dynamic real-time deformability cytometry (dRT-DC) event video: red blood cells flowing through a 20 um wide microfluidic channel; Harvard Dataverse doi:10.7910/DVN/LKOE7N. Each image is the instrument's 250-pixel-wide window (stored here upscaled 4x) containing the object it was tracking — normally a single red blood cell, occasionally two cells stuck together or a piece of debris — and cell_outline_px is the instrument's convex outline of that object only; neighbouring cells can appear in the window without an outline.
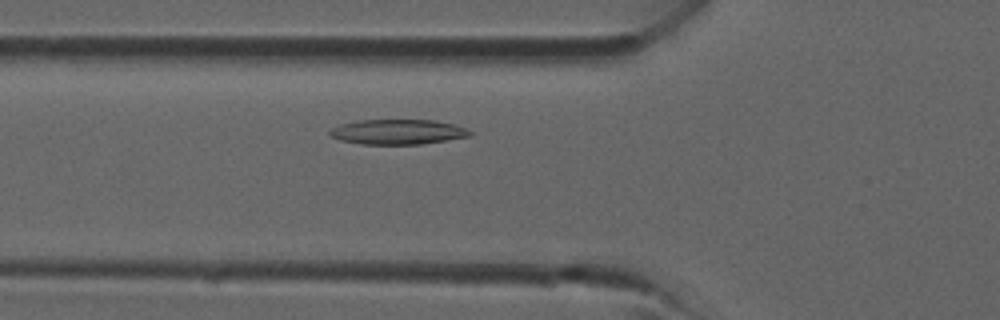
{"species": "common noctule bat (a hibernating species)", "species_latin": "Nyctalus noctula", "temperature_condition": "room temperature", "stored_images_in_passage": 33, "camera_frame_rate_fps": 3000, "um_per_image_px": 0.085, "animal": {"sex": "male", "forearm_length_mm": 52.5}, "frame": {"image": 1, "passage_image": 8, "time_ms": 2.333, "image_size_px": [1000, 320], "cell_outline_px": [[472, 136], [420, 144], [360, 144], [340, 140], [332, 136], [328, 132], [332, 128], [340, 124], [356, 120], [432, 120], [452, 124], [464, 128], [472, 132]], "centroid_in_image_um": [33.78, 11.21], "position_along_channel_um": 92.0, "area_um2": 20.29}}
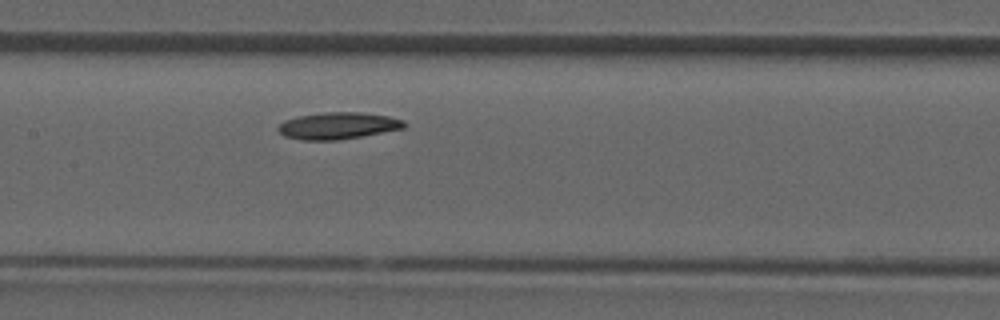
{"frame": {"image": 2, "passage_image": 13, "time_ms": 4.0, "image_size_px": [1000, 320], "cell_outline_px": [[408, 124], [404, 128], [360, 136], [336, 140], [300, 140], [284, 136], [276, 128], [284, 120], [296, 116], [324, 112], [364, 112], [388, 116], [404, 120]], "centroid_in_image_um": [28.71, 10.67], "position_along_channel_um": 178.7, "area_um2": 19.77}}
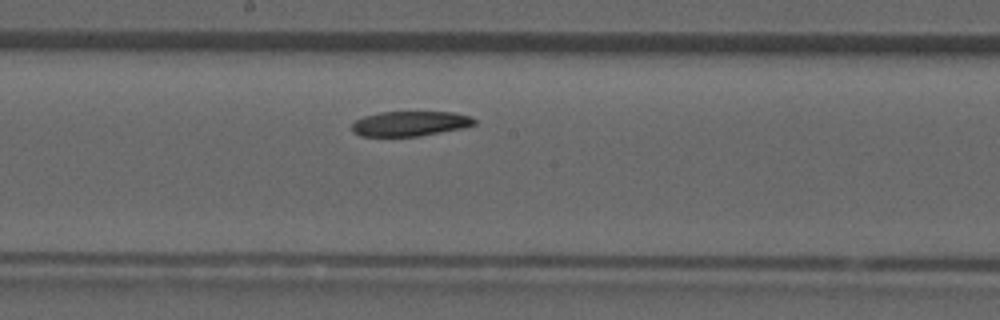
{"frame": {"image": 3, "passage_image": 15, "time_ms": 4.667, "image_size_px": [1000, 320], "cell_outline_px": [[476, 124], [464, 128], [416, 136], [360, 136], [352, 132], [352, 124], [356, 120], [364, 116], [380, 112], [452, 112], [472, 116], [476, 120]], "centroid_in_image_um": [34.87, 10.5], "position_along_channel_um": 213.3, "area_um2": 17.8}}